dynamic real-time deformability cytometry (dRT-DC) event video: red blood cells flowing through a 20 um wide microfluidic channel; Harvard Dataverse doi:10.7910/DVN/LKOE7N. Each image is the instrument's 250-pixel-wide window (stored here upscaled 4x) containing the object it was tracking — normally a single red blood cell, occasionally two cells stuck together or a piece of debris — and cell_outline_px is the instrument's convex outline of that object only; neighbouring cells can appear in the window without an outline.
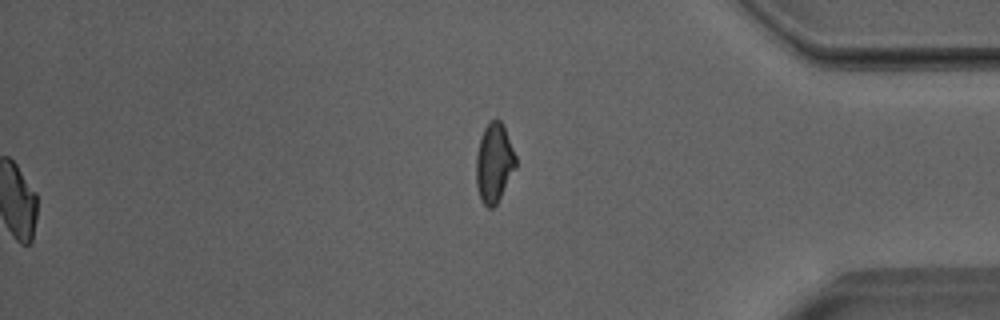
{"species": "Egyptian fruit bat (a non-hibernating species)", "species_latin": "Rousettus aegyptiacus", "temperature_condition": "room temperature", "stored_images_in_passage": 38, "segment_of_instrument_passage": [2, 2], "camera_frame_rate_fps": 3000, "um_per_image_px": 0.085, "animal": {"sex": "male"}, "frame": {"image": 1, "passage_image": 38, "time_ms": 12.333, "image_size_px": [1000, 320], "cell_outline_px": [[516, 168], [496, 204], [492, 208], [488, 208], [480, 200], [476, 184], [476, 156], [480, 140], [484, 128], [492, 120], [500, 120], [504, 124], [516, 156]], "centroid_in_image_um": [42.0, 13.85], "position_along_channel_um": 393.2, "area_um2": 18.26}}